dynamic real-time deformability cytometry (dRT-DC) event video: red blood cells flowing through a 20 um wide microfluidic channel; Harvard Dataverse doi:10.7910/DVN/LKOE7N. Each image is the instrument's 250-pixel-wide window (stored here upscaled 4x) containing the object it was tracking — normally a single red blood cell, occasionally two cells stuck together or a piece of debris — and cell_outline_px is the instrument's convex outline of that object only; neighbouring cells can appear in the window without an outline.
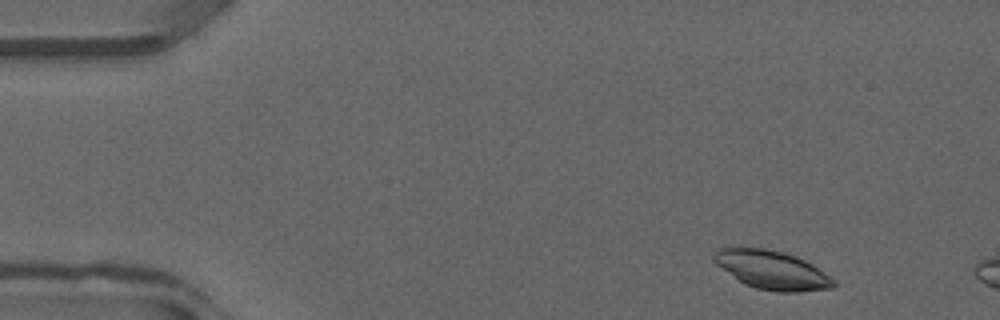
{"species": "common noctule bat (a hibernating species)", "species_latin": "Nyctalus noctula", "temperature_condition": "warm", "stored_images_in_passage": 4, "camera_frame_rate_fps": 3000, "um_per_image_px": 0.085, "animal": {"sex": "male", "forearm_length_mm": 52.5}, "frame": {"image": 1, "passage_image": 1, "time_ms": 0.0, "image_size_px": [1000, 320], "cell_outline_px": [[836, 284], [832, 288], [800, 292], [776, 292], [756, 288], [744, 284], [716, 264], [712, 260], [712, 256], [720, 248], [740, 244], [764, 248], [784, 252], [796, 256], [812, 264], [836, 280]], "centroid_in_image_um": [65.58, 22.91], "position_along_channel_um": 19.4, "area_um2": 27.51}}